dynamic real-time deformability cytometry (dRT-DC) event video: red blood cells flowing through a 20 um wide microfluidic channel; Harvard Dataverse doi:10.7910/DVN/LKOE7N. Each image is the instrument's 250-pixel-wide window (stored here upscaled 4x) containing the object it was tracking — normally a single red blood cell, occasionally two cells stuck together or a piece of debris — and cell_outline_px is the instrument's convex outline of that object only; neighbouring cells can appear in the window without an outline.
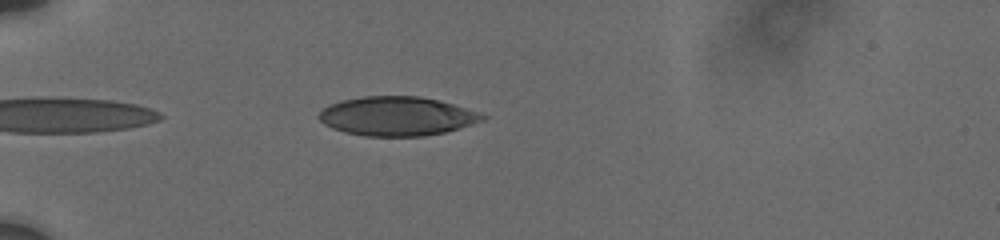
{"species": "human", "species_latin": "Homo sapiens", "temperature_condition": "cold", "stored_images_in_passage": 32, "camera_frame_rate_fps": 3000, "um_per_image_px": 0.085, "donor": {"sex": "male"}, "frame": {"image": 1, "passage_image": 4, "time_ms": 1.0, "image_size_px": [1000, 240], "cell_outline_px": [[488, 116], [484, 120], [444, 132], [420, 136], [364, 136], [344, 132], [332, 128], [324, 124], [320, 120], [320, 112], [324, 108], [340, 100], [364, 96], [420, 96], [440, 100]], "centroid_in_image_um": [33.71, 9.87], "position_along_channel_um": 51.3, "area_um2": 36.88}}
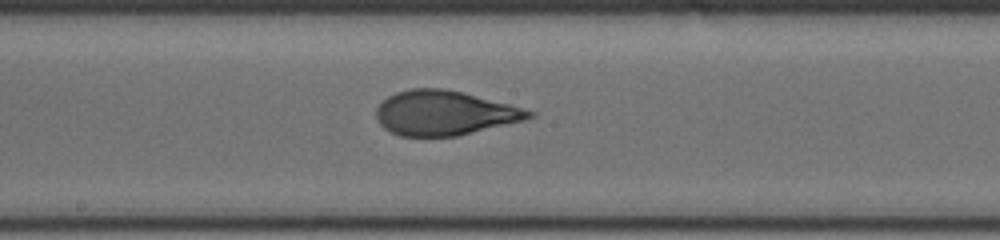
{"frame": {"image": 2, "passage_image": 17, "time_ms": 6.0, "image_size_px": [1000, 240], "cell_outline_px": [[536, 116], [524, 120], [456, 136], [400, 136], [384, 128], [380, 124], [376, 116], [376, 108], [388, 96], [396, 92], [412, 88], [440, 88], [460, 92], [508, 104], [536, 112]], "centroid_in_image_um": [37.75, 9.61], "position_along_channel_um": 210.4, "area_um2": 39.19}}
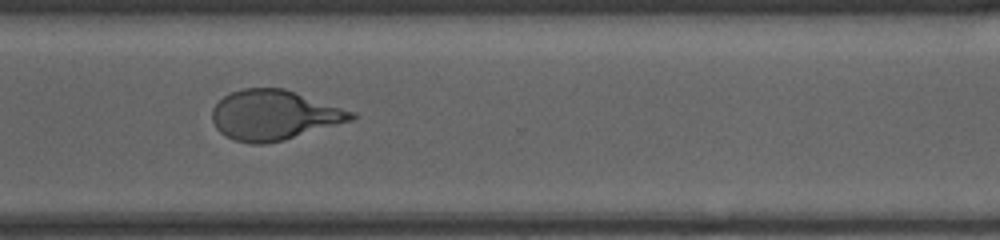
{"frame": {"image": 3, "passage_image": 26, "time_ms": 9.667, "image_size_px": [1000, 240], "cell_outline_px": [[356, 116], [352, 120], [284, 140], [264, 144], [252, 144], [232, 140], [224, 136], [216, 128], [212, 120], [212, 108], [224, 96], [232, 92], [244, 88], [284, 88], [356, 112]], "centroid_in_image_um": [23.27, 9.79], "position_along_channel_um": 347.3, "area_um2": 40.46}, "authors_computed_cell_mechanics": {"area_um2": 39.6219, "velocity_mm_per_s": 3.7483, "shape_relaxation_time_tau1_ms": 3.3227, "shape_relaxation_time_tau2_ms": 0.9088, "deformation_change_tau1": 0.1799, "deformation_change_tau2": 0.0676}}